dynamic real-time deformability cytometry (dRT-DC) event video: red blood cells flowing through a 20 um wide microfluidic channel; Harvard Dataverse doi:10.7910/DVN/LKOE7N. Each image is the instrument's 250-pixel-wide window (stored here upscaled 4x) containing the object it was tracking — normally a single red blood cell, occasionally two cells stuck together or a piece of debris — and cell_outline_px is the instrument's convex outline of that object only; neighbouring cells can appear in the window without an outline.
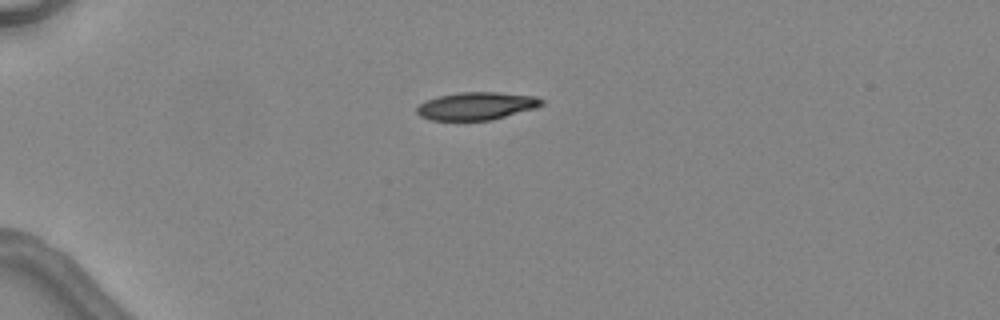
{"species": "common noctule bat (a hibernating species)", "species_latin": "Nyctalus noctula", "temperature_condition": "warm", "stored_images_in_passage": 2, "camera_frame_rate_fps": 3000, "um_per_image_px": 0.085, "animal": {"sex": "female", "body_mass_g": 24.6, "forearm_length_mm": 56.2}, "frame": {"image": 1, "passage_image": 1, "time_ms": 0.0, "image_size_px": [1000, 320], "cell_outline_px": [[544, 104], [536, 108], [492, 120], [432, 120], [420, 116], [416, 112], [416, 108], [420, 104], [428, 100], [440, 96], [460, 92], [496, 92], [536, 96], [544, 100]], "centroid_in_image_um": [40.54, 9.01], "position_along_channel_um": 44.5, "area_um2": 20.11}}